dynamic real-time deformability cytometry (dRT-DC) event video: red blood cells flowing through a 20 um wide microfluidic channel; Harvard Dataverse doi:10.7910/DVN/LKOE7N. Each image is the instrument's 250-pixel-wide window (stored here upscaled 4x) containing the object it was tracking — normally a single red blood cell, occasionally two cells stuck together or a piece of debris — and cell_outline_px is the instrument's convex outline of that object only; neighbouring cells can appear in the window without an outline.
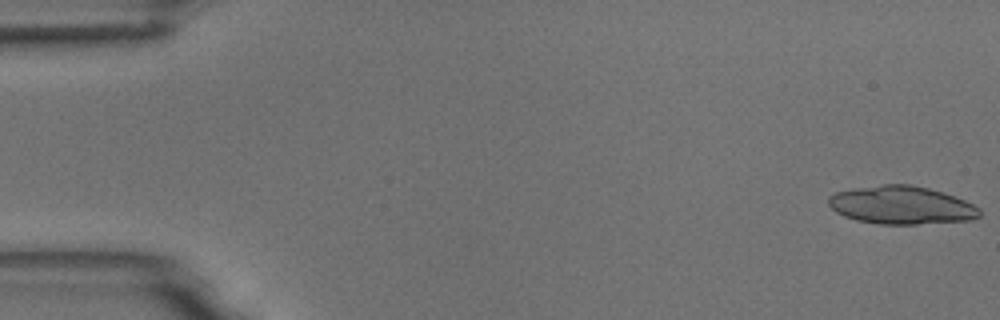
{"species": "common noctule bat (a hibernating species)", "species_latin": "Nyctalus noctula", "temperature_condition": "room temperature", "stored_images_in_passage": 6, "camera_frame_rate_fps": 3000, "um_per_image_px": 0.085, "animal": {"sex": "male", "body_mass_g": 18.8}, "frame": {"image": 1, "passage_image": 1, "time_ms": 0.0, "image_size_px": [1000, 320], "cell_outline_px": [[980, 216], [972, 220], [916, 224], [880, 224], [856, 220], [844, 216], [836, 212], [828, 204], [828, 196], [836, 192], [852, 188], [884, 184], [908, 184], [928, 188], [944, 192], [964, 200], [980, 208]], "centroid_in_image_um": [76.61, 17.43], "position_along_channel_um": 8.4, "area_um2": 33.64}}
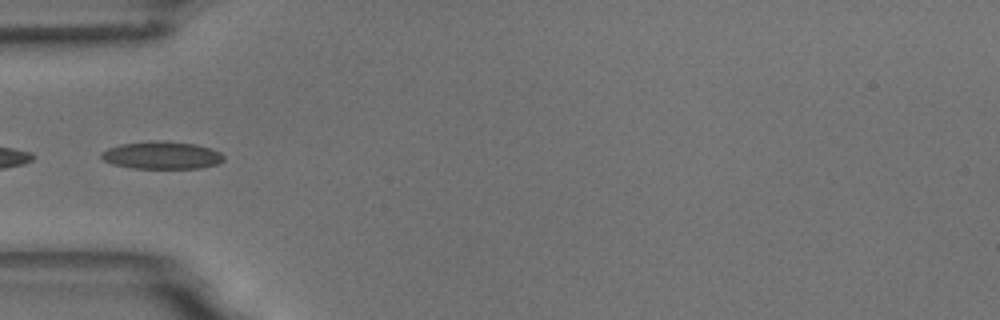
{"frame": {"image": 2, "passage_image": 6, "time_ms": 5.667, "image_size_px": [1000, 320], "cell_outline_px": [[224, 160], [216, 164], [200, 168], [136, 168], [112, 164], [104, 160], [100, 156], [100, 152], [108, 148], [120, 144], [148, 140], [160, 140], [196, 144], [220, 152], [224, 156]], "centroid_in_image_um": [13.72, 13.18], "position_along_channel_um": 71.3, "area_um2": 19.71}}